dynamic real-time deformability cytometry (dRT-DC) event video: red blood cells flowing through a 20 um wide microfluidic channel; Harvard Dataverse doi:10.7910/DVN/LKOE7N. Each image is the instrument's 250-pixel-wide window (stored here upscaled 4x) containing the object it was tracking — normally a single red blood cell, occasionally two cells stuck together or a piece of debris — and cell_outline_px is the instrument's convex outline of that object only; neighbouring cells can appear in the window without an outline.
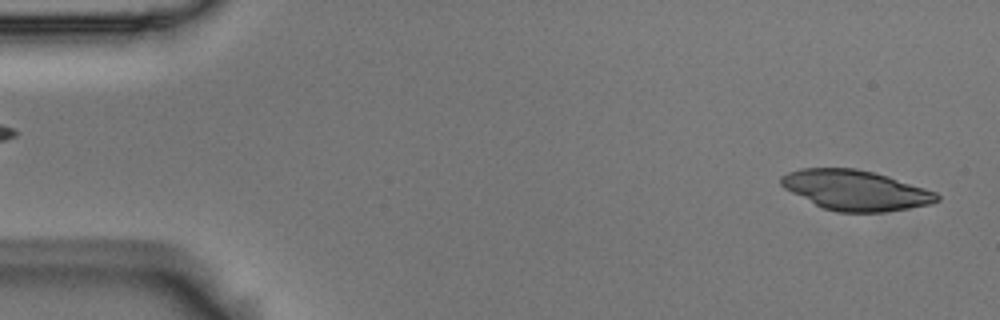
{"species": "Egyptian fruit bat (a non-hibernating species)", "species_latin": "Rousettus aegyptiacus", "temperature_condition": "room temperature", "stored_images_in_passage": 52, "camera_frame_rate_fps": 3000, "um_per_image_px": 0.085, "animal": {"sex": "male"}, "frame": {"image": 1, "passage_image": 1, "time_ms": 0.0, "image_size_px": [1000, 320], "cell_outline_px": [[940, 200], [932, 204], [884, 212], [836, 212], [824, 208], [784, 188], [780, 184], [780, 176], [788, 172], [800, 168], [856, 168], [888, 176], [936, 192], [940, 196]], "centroid_in_image_um": [72.73, 16.16], "position_along_channel_um": 12.3, "area_um2": 36.18}}